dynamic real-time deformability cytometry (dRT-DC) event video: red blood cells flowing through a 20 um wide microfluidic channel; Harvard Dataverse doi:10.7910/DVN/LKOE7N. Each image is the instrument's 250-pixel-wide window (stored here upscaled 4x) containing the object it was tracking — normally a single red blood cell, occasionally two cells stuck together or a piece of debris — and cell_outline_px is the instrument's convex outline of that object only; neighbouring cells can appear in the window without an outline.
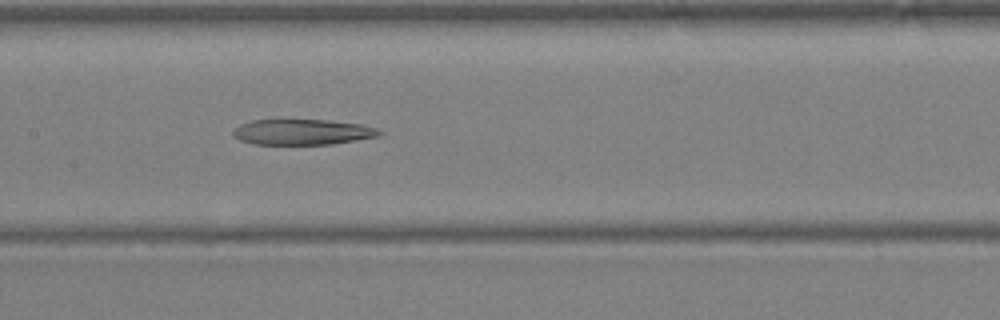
{"species": "Egyptian fruit bat (a non-hibernating species)", "species_latin": "Rousettus aegyptiacus", "temperature_condition": "warm", "stored_images_in_passage": 29, "camera_frame_rate_fps": 3000, "um_per_image_px": 0.085, "animal": {"sex": "female"}, "frame": {"image": 1, "passage_image": 10, "time_ms": 3.0, "image_size_px": [1000, 320], "cell_outline_px": [[384, 132], [380, 136], [332, 144], [252, 144], [240, 140], [232, 136], [232, 128], [240, 124], [252, 120], [276, 116], [284, 116], [328, 120], [360, 124], [376, 128]], "centroid_in_image_um": [25.61, 11.16], "position_along_channel_um": 181.8, "area_um2": 23.12}}
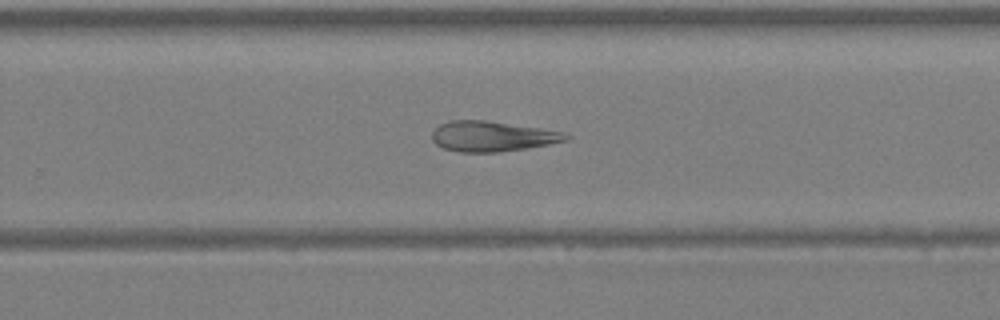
{"frame": {"image": 2, "passage_image": 16, "time_ms": 5.0, "image_size_px": [1000, 320], "cell_outline_px": [[572, 136], [568, 140], [548, 144], [500, 152], [460, 152], [444, 148], [436, 144], [432, 140], [432, 132], [440, 124], [448, 120], [484, 120], [568, 132]], "centroid_in_image_um": [41.86, 11.58], "position_along_channel_um": 287.9, "area_um2": 23.64}}
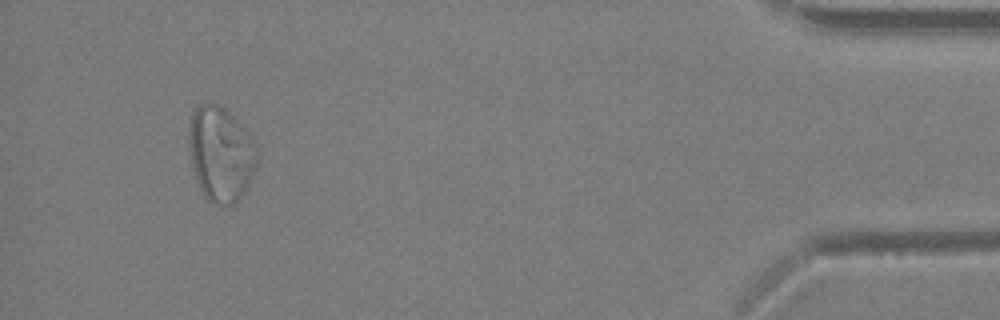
{"frame": {"image": 3, "passage_image": 27, "time_ms": 8.667, "image_size_px": [1000, 320], "cell_outline_px": [[260, 156], [256, 168], [244, 192], [232, 204], [212, 204], [204, 196], [196, 180], [192, 168], [188, 148], [188, 128], [192, 112], [196, 104], [204, 100], [212, 100], [220, 104], [252, 136], [260, 152]], "centroid_in_image_um": [18.75, 13.01], "position_along_channel_um": 416.5, "area_um2": 38.73}}